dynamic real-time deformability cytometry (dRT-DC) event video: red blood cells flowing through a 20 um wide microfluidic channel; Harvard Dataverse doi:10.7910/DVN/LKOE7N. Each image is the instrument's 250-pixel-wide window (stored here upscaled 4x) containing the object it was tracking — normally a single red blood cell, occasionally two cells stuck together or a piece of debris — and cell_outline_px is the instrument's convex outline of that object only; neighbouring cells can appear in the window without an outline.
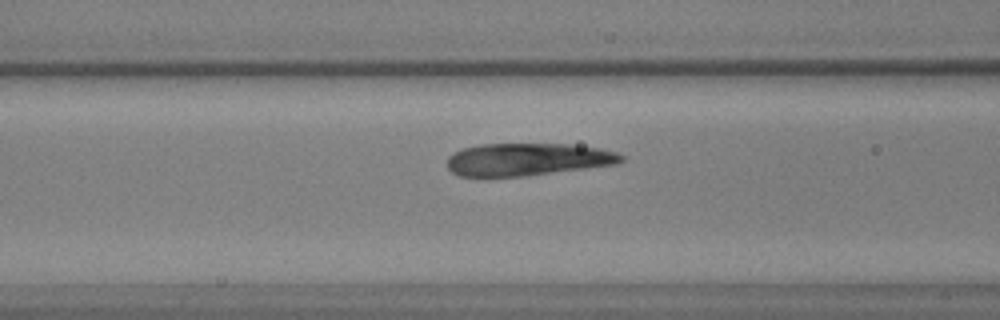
{"species": "common noctule bat (a hibernating species)", "species_latin": "Nyctalus noctula", "temperature_condition": "warm", "stored_images_in_passage": 12, "camera_frame_rate_fps": 3000, "um_per_image_px": 0.085, "animal": {"sex": "male", "body_mass_g": 17.9, "forearm_length_mm": 54.2}, "frame": {"image": 1, "passage_image": 10, "time_ms": 3.0, "image_size_px": [1000, 320], "cell_outline_px": [[624, 160], [616, 164], [588, 168], [524, 176], [460, 176], [452, 172], [448, 168], [448, 156], [452, 152], [460, 148], [480, 144], [568, 144], [600, 148], [616, 152], [624, 156]], "centroid_in_image_um": [44.82, 13.54], "position_along_channel_um": 121.8, "area_um2": 33.06}}